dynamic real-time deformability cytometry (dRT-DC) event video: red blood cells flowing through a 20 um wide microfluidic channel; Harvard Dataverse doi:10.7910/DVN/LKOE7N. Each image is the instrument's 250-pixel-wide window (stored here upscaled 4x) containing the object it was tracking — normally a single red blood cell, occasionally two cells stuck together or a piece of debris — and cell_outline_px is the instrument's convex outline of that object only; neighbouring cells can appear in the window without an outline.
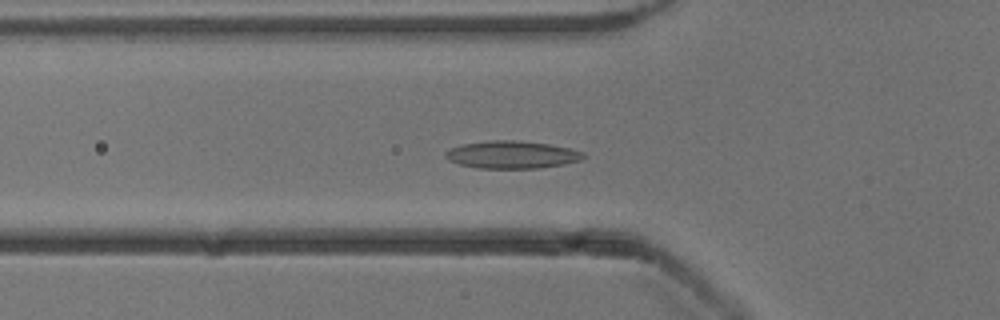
{"species": "common noctule bat (a hibernating species)", "species_latin": "Nyctalus noctula", "temperature_condition": "cold", "stored_images_in_passage": 52, "camera_frame_rate_fps": 3000, "um_per_image_px": 0.085, "animal": {"sex": "male", "body_mass_g": 13.3}, "frame": {"image": 1, "passage_image": 18, "time_ms": 5.667, "image_size_px": [1000, 320], "cell_outline_px": [[584, 156], [580, 160], [564, 164], [540, 168], [480, 168], [460, 164], [448, 160], [444, 156], [444, 152], [448, 148], [460, 144], [492, 140], [516, 140], [548, 144], [572, 148], [584, 152]], "centroid_in_image_um": [43.48, 13.14], "position_along_channel_um": 82.3, "area_um2": 22.25}}
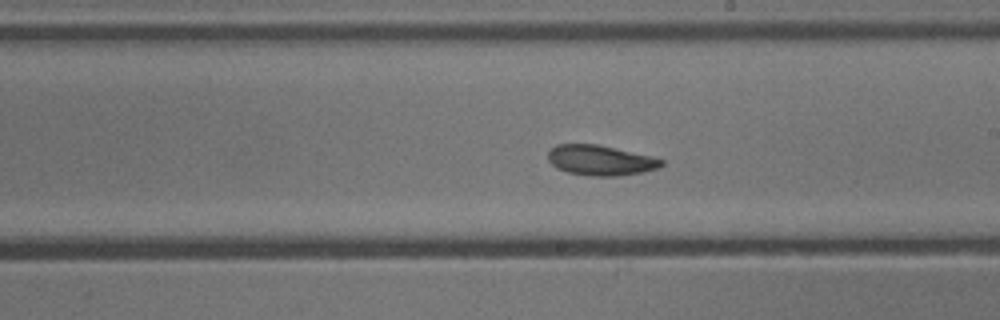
{"frame": {"image": 2, "passage_image": 30, "time_ms": 9.667, "image_size_px": [1000, 320], "cell_outline_px": [[664, 164], [656, 168], [644, 172], [616, 176], [588, 176], [568, 172], [556, 168], [548, 160], [548, 152], [556, 144], [596, 144], [652, 156], [664, 160]], "centroid_in_image_um": [51.03, 13.63], "position_along_channel_um": 238.0, "area_um2": 19.94}}
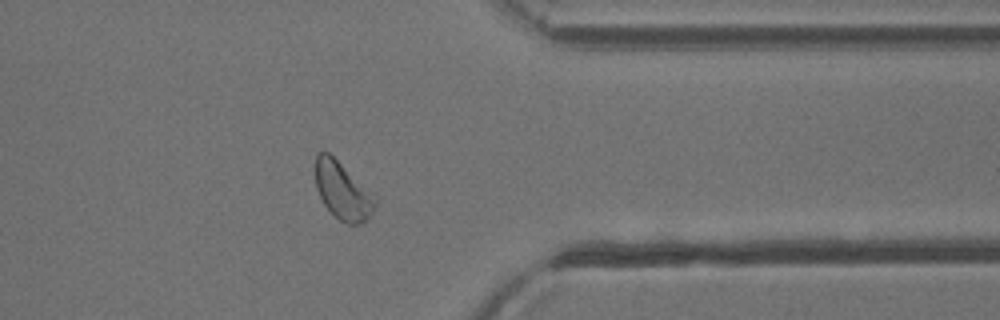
{"frame": {"image": 3, "passage_image": 42, "time_ms": 13.667, "image_size_px": [1000, 320], "cell_outline_px": [[380, 200], [372, 212], [360, 224], [348, 224], [340, 220], [324, 204], [316, 188], [316, 152], [328, 152], [380, 196]], "centroid_in_image_um": [29.2, 16.2], "position_along_channel_um": 382.2, "area_um2": 20.35}, "authors_computed_cell_mechanics": {"area_um2": 21.0681, "velocity_mm_per_s": 3.8744, "shape_relaxation_time_tau1_ms": 4.5186, "shape_relaxation_time_tau2_ms": 4.7743, "deformation_change_tau1": 0.1083, "deformation_change_tau2": 0.1065}}